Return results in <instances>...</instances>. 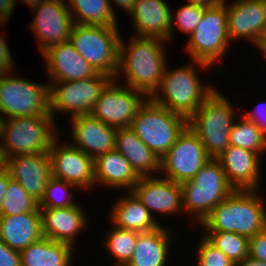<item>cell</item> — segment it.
I'll use <instances>...</instances> for the list:
<instances>
[{
	"label": "cell",
	"mask_w": 266,
	"mask_h": 266,
	"mask_svg": "<svg viewBox=\"0 0 266 266\" xmlns=\"http://www.w3.org/2000/svg\"><path fill=\"white\" fill-rule=\"evenodd\" d=\"M121 37L119 64L115 80L142 92L150 98L158 89L168 64L165 46L167 41L159 38L131 37L128 45ZM167 60V61H166Z\"/></svg>",
	"instance_id": "1"
},
{
	"label": "cell",
	"mask_w": 266,
	"mask_h": 266,
	"mask_svg": "<svg viewBox=\"0 0 266 266\" xmlns=\"http://www.w3.org/2000/svg\"><path fill=\"white\" fill-rule=\"evenodd\" d=\"M259 190H234L199 224L206 232H233L248 238L266 229V203Z\"/></svg>",
	"instance_id": "2"
},
{
	"label": "cell",
	"mask_w": 266,
	"mask_h": 266,
	"mask_svg": "<svg viewBox=\"0 0 266 266\" xmlns=\"http://www.w3.org/2000/svg\"><path fill=\"white\" fill-rule=\"evenodd\" d=\"M196 67L207 71L212 66L202 61L192 60L181 68L170 70L167 64L159 87L150 99L171 112L189 119L216 90L215 85H203Z\"/></svg>",
	"instance_id": "3"
},
{
	"label": "cell",
	"mask_w": 266,
	"mask_h": 266,
	"mask_svg": "<svg viewBox=\"0 0 266 266\" xmlns=\"http://www.w3.org/2000/svg\"><path fill=\"white\" fill-rule=\"evenodd\" d=\"M233 105L216 89L188 119L209 158L217 159L230 145V131L238 117Z\"/></svg>",
	"instance_id": "4"
},
{
	"label": "cell",
	"mask_w": 266,
	"mask_h": 266,
	"mask_svg": "<svg viewBox=\"0 0 266 266\" xmlns=\"http://www.w3.org/2000/svg\"><path fill=\"white\" fill-rule=\"evenodd\" d=\"M56 121L50 113L2 119L0 148L3 157L49 152L53 141L62 135Z\"/></svg>",
	"instance_id": "5"
},
{
	"label": "cell",
	"mask_w": 266,
	"mask_h": 266,
	"mask_svg": "<svg viewBox=\"0 0 266 266\" xmlns=\"http://www.w3.org/2000/svg\"><path fill=\"white\" fill-rule=\"evenodd\" d=\"M185 214L200 224L234 189L229 185L218 159L210 158L191 180L180 183ZM193 214V215H192Z\"/></svg>",
	"instance_id": "6"
},
{
	"label": "cell",
	"mask_w": 266,
	"mask_h": 266,
	"mask_svg": "<svg viewBox=\"0 0 266 266\" xmlns=\"http://www.w3.org/2000/svg\"><path fill=\"white\" fill-rule=\"evenodd\" d=\"M188 126V119L158 105L150 98L139 107L130 128L160 158Z\"/></svg>",
	"instance_id": "7"
},
{
	"label": "cell",
	"mask_w": 266,
	"mask_h": 266,
	"mask_svg": "<svg viewBox=\"0 0 266 266\" xmlns=\"http://www.w3.org/2000/svg\"><path fill=\"white\" fill-rule=\"evenodd\" d=\"M119 30L118 27L75 24L70 43L96 72L114 79L119 64Z\"/></svg>",
	"instance_id": "8"
},
{
	"label": "cell",
	"mask_w": 266,
	"mask_h": 266,
	"mask_svg": "<svg viewBox=\"0 0 266 266\" xmlns=\"http://www.w3.org/2000/svg\"><path fill=\"white\" fill-rule=\"evenodd\" d=\"M230 44L226 7L221 2L205 9L200 24L188 36L185 50L192 60L205 62L213 67L212 70L222 73V68L216 64L225 57Z\"/></svg>",
	"instance_id": "9"
},
{
	"label": "cell",
	"mask_w": 266,
	"mask_h": 266,
	"mask_svg": "<svg viewBox=\"0 0 266 266\" xmlns=\"http://www.w3.org/2000/svg\"><path fill=\"white\" fill-rule=\"evenodd\" d=\"M16 75V71L0 75L2 119L48 115L50 113L49 83L33 82L29 78L24 79Z\"/></svg>",
	"instance_id": "10"
},
{
	"label": "cell",
	"mask_w": 266,
	"mask_h": 266,
	"mask_svg": "<svg viewBox=\"0 0 266 266\" xmlns=\"http://www.w3.org/2000/svg\"><path fill=\"white\" fill-rule=\"evenodd\" d=\"M112 79L97 72L86 79L52 82L49 85L50 114L54 119L58 112L69 118L91 114L102 90Z\"/></svg>",
	"instance_id": "11"
},
{
	"label": "cell",
	"mask_w": 266,
	"mask_h": 266,
	"mask_svg": "<svg viewBox=\"0 0 266 266\" xmlns=\"http://www.w3.org/2000/svg\"><path fill=\"white\" fill-rule=\"evenodd\" d=\"M160 159L159 175L182 183L193 179L210 158L198 135L187 126Z\"/></svg>",
	"instance_id": "12"
},
{
	"label": "cell",
	"mask_w": 266,
	"mask_h": 266,
	"mask_svg": "<svg viewBox=\"0 0 266 266\" xmlns=\"http://www.w3.org/2000/svg\"><path fill=\"white\" fill-rule=\"evenodd\" d=\"M147 97L112 79L102 90L91 115L115 129L130 127Z\"/></svg>",
	"instance_id": "13"
},
{
	"label": "cell",
	"mask_w": 266,
	"mask_h": 266,
	"mask_svg": "<svg viewBox=\"0 0 266 266\" xmlns=\"http://www.w3.org/2000/svg\"><path fill=\"white\" fill-rule=\"evenodd\" d=\"M35 18L31 30L38 40V50L42 54L50 46L70 41L75 25L65 0H46L32 10Z\"/></svg>",
	"instance_id": "14"
},
{
	"label": "cell",
	"mask_w": 266,
	"mask_h": 266,
	"mask_svg": "<svg viewBox=\"0 0 266 266\" xmlns=\"http://www.w3.org/2000/svg\"><path fill=\"white\" fill-rule=\"evenodd\" d=\"M56 138L49 150L52 177L64 180L84 191L95 186L94 159L70 142L61 143ZM92 187V188H91Z\"/></svg>",
	"instance_id": "15"
},
{
	"label": "cell",
	"mask_w": 266,
	"mask_h": 266,
	"mask_svg": "<svg viewBox=\"0 0 266 266\" xmlns=\"http://www.w3.org/2000/svg\"><path fill=\"white\" fill-rule=\"evenodd\" d=\"M226 7L230 41L242 39L256 47L266 32V0H235Z\"/></svg>",
	"instance_id": "16"
},
{
	"label": "cell",
	"mask_w": 266,
	"mask_h": 266,
	"mask_svg": "<svg viewBox=\"0 0 266 266\" xmlns=\"http://www.w3.org/2000/svg\"><path fill=\"white\" fill-rule=\"evenodd\" d=\"M131 192L154 218L157 214L171 216L184 213L180 183L170 179L162 176L140 177Z\"/></svg>",
	"instance_id": "17"
},
{
	"label": "cell",
	"mask_w": 266,
	"mask_h": 266,
	"mask_svg": "<svg viewBox=\"0 0 266 266\" xmlns=\"http://www.w3.org/2000/svg\"><path fill=\"white\" fill-rule=\"evenodd\" d=\"M4 159V167L10 178L19 182L24 190L39 202L48 181L52 178L49 153L16 155Z\"/></svg>",
	"instance_id": "18"
},
{
	"label": "cell",
	"mask_w": 266,
	"mask_h": 266,
	"mask_svg": "<svg viewBox=\"0 0 266 266\" xmlns=\"http://www.w3.org/2000/svg\"><path fill=\"white\" fill-rule=\"evenodd\" d=\"M72 145L95 159L97 156L115 149L116 130L91 114L70 118Z\"/></svg>",
	"instance_id": "19"
},
{
	"label": "cell",
	"mask_w": 266,
	"mask_h": 266,
	"mask_svg": "<svg viewBox=\"0 0 266 266\" xmlns=\"http://www.w3.org/2000/svg\"><path fill=\"white\" fill-rule=\"evenodd\" d=\"M261 156L248 149L229 145L217 158L234 190H259Z\"/></svg>",
	"instance_id": "20"
},
{
	"label": "cell",
	"mask_w": 266,
	"mask_h": 266,
	"mask_svg": "<svg viewBox=\"0 0 266 266\" xmlns=\"http://www.w3.org/2000/svg\"><path fill=\"white\" fill-rule=\"evenodd\" d=\"M49 85L58 81H77L93 77L97 72L69 42L50 46L42 53Z\"/></svg>",
	"instance_id": "21"
},
{
	"label": "cell",
	"mask_w": 266,
	"mask_h": 266,
	"mask_svg": "<svg viewBox=\"0 0 266 266\" xmlns=\"http://www.w3.org/2000/svg\"><path fill=\"white\" fill-rule=\"evenodd\" d=\"M43 237L75 246L78 234L87 229V213L79 204L68 208H39ZM85 212V213H84ZM85 228V229H84Z\"/></svg>",
	"instance_id": "22"
},
{
	"label": "cell",
	"mask_w": 266,
	"mask_h": 266,
	"mask_svg": "<svg viewBox=\"0 0 266 266\" xmlns=\"http://www.w3.org/2000/svg\"><path fill=\"white\" fill-rule=\"evenodd\" d=\"M135 37L159 38L169 42L171 8L165 0H136L130 13Z\"/></svg>",
	"instance_id": "23"
},
{
	"label": "cell",
	"mask_w": 266,
	"mask_h": 266,
	"mask_svg": "<svg viewBox=\"0 0 266 266\" xmlns=\"http://www.w3.org/2000/svg\"><path fill=\"white\" fill-rule=\"evenodd\" d=\"M94 177L96 187L100 184L126 192L131 191L140 178L130 162L116 149L94 159Z\"/></svg>",
	"instance_id": "24"
},
{
	"label": "cell",
	"mask_w": 266,
	"mask_h": 266,
	"mask_svg": "<svg viewBox=\"0 0 266 266\" xmlns=\"http://www.w3.org/2000/svg\"><path fill=\"white\" fill-rule=\"evenodd\" d=\"M42 237L40 209L13 216H0V240L11 249L21 252Z\"/></svg>",
	"instance_id": "25"
},
{
	"label": "cell",
	"mask_w": 266,
	"mask_h": 266,
	"mask_svg": "<svg viewBox=\"0 0 266 266\" xmlns=\"http://www.w3.org/2000/svg\"><path fill=\"white\" fill-rule=\"evenodd\" d=\"M115 149L130 162L139 177L160 174V157L149 149L130 127L116 130Z\"/></svg>",
	"instance_id": "26"
},
{
	"label": "cell",
	"mask_w": 266,
	"mask_h": 266,
	"mask_svg": "<svg viewBox=\"0 0 266 266\" xmlns=\"http://www.w3.org/2000/svg\"><path fill=\"white\" fill-rule=\"evenodd\" d=\"M162 225L150 232H139L134 253L125 266H167L171 231Z\"/></svg>",
	"instance_id": "27"
},
{
	"label": "cell",
	"mask_w": 266,
	"mask_h": 266,
	"mask_svg": "<svg viewBox=\"0 0 266 266\" xmlns=\"http://www.w3.org/2000/svg\"><path fill=\"white\" fill-rule=\"evenodd\" d=\"M127 193L111 206L110 220L113 226L141 233L156 230L163 225L157 218H154L131 191Z\"/></svg>",
	"instance_id": "28"
},
{
	"label": "cell",
	"mask_w": 266,
	"mask_h": 266,
	"mask_svg": "<svg viewBox=\"0 0 266 266\" xmlns=\"http://www.w3.org/2000/svg\"><path fill=\"white\" fill-rule=\"evenodd\" d=\"M72 245L42 237L20 252L21 266H71Z\"/></svg>",
	"instance_id": "29"
},
{
	"label": "cell",
	"mask_w": 266,
	"mask_h": 266,
	"mask_svg": "<svg viewBox=\"0 0 266 266\" xmlns=\"http://www.w3.org/2000/svg\"><path fill=\"white\" fill-rule=\"evenodd\" d=\"M67 7L75 24L118 27L109 0H68Z\"/></svg>",
	"instance_id": "30"
},
{
	"label": "cell",
	"mask_w": 266,
	"mask_h": 266,
	"mask_svg": "<svg viewBox=\"0 0 266 266\" xmlns=\"http://www.w3.org/2000/svg\"><path fill=\"white\" fill-rule=\"evenodd\" d=\"M229 137L231 146L248 149L259 156L266 153V135L253 121L248 120L242 113L238 115V119H236L231 129Z\"/></svg>",
	"instance_id": "31"
},
{
	"label": "cell",
	"mask_w": 266,
	"mask_h": 266,
	"mask_svg": "<svg viewBox=\"0 0 266 266\" xmlns=\"http://www.w3.org/2000/svg\"><path fill=\"white\" fill-rule=\"evenodd\" d=\"M138 231L112 226L105 234V248L116 261L114 266H125L131 259L137 243ZM112 266V265H111Z\"/></svg>",
	"instance_id": "32"
},
{
	"label": "cell",
	"mask_w": 266,
	"mask_h": 266,
	"mask_svg": "<svg viewBox=\"0 0 266 266\" xmlns=\"http://www.w3.org/2000/svg\"><path fill=\"white\" fill-rule=\"evenodd\" d=\"M203 236L220 249L234 264L243 261L249 254V238L233 232H205Z\"/></svg>",
	"instance_id": "33"
},
{
	"label": "cell",
	"mask_w": 266,
	"mask_h": 266,
	"mask_svg": "<svg viewBox=\"0 0 266 266\" xmlns=\"http://www.w3.org/2000/svg\"><path fill=\"white\" fill-rule=\"evenodd\" d=\"M35 209H39L38 201L29 195L19 182L11 179L8 172V186L2 202L1 216L33 212Z\"/></svg>",
	"instance_id": "34"
},
{
	"label": "cell",
	"mask_w": 266,
	"mask_h": 266,
	"mask_svg": "<svg viewBox=\"0 0 266 266\" xmlns=\"http://www.w3.org/2000/svg\"><path fill=\"white\" fill-rule=\"evenodd\" d=\"M78 189L75 185L52 177L46 188L42 198L38 202L39 208H68L75 206L78 203L74 202L73 192L71 193L70 189Z\"/></svg>",
	"instance_id": "35"
},
{
	"label": "cell",
	"mask_w": 266,
	"mask_h": 266,
	"mask_svg": "<svg viewBox=\"0 0 266 266\" xmlns=\"http://www.w3.org/2000/svg\"><path fill=\"white\" fill-rule=\"evenodd\" d=\"M207 7L199 4L186 3L179 7L176 13L172 12L171 9V29L169 43L173 42L174 30L178 29L181 33L185 35H190L200 24L204 11ZM173 13V14H172ZM174 25V26H173Z\"/></svg>",
	"instance_id": "36"
},
{
	"label": "cell",
	"mask_w": 266,
	"mask_h": 266,
	"mask_svg": "<svg viewBox=\"0 0 266 266\" xmlns=\"http://www.w3.org/2000/svg\"><path fill=\"white\" fill-rule=\"evenodd\" d=\"M195 253L196 266H235V264L203 235L200 236Z\"/></svg>",
	"instance_id": "37"
},
{
	"label": "cell",
	"mask_w": 266,
	"mask_h": 266,
	"mask_svg": "<svg viewBox=\"0 0 266 266\" xmlns=\"http://www.w3.org/2000/svg\"><path fill=\"white\" fill-rule=\"evenodd\" d=\"M248 256L266 262V229L249 238Z\"/></svg>",
	"instance_id": "38"
},
{
	"label": "cell",
	"mask_w": 266,
	"mask_h": 266,
	"mask_svg": "<svg viewBox=\"0 0 266 266\" xmlns=\"http://www.w3.org/2000/svg\"><path fill=\"white\" fill-rule=\"evenodd\" d=\"M12 56L10 47L0 34V75L15 71L14 69L16 68Z\"/></svg>",
	"instance_id": "39"
},
{
	"label": "cell",
	"mask_w": 266,
	"mask_h": 266,
	"mask_svg": "<svg viewBox=\"0 0 266 266\" xmlns=\"http://www.w3.org/2000/svg\"><path fill=\"white\" fill-rule=\"evenodd\" d=\"M0 266H21L20 252L0 240Z\"/></svg>",
	"instance_id": "40"
},
{
	"label": "cell",
	"mask_w": 266,
	"mask_h": 266,
	"mask_svg": "<svg viewBox=\"0 0 266 266\" xmlns=\"http://www.w3.org/2000/svg\"><path fill=\"white\" fill-rule=\"evenodd\" d=\"M263 104V106H262ZM260 103L258 104L254 110L252 109L251 111H246L244 115L248 120L253 121L259 128L260 130L266 135V107L265 103ZM260 107V108H259ZM264 110H263V109Z\"/></svg>",
	"instance_id": "41"
},
{
	"label": "cell",
	"mask_w": 266,
	"mask_h": 266,
	"mask_svg": "<svg viewBox=\"0 0 266 266\" xmlns=\"http://www.w3.org/2000/svg\"><path fill=\"white\" fill-rule=\"evenodd\" d=\"M16 0H0V27L5 26L12 16L16 6ZM4 24V25H3Z\"/></svg>",
	"instance_id": "42"
},
{
	"label": "cell",
	"mask_w": 266,
	"mask_h": 266,
	"mask_svg": "<svg viewBox=\"0 0 266 266\" xmlns=\"http://www.w3.org/2000/svg\"><path fill=\"white\" fill-rule=\"evenodd\" d=\"M114 4H113V3ZM136 0H109L111 9L113 14L116 16V12L113 8V5H117V7H121V9L128 13V15H130V13L133 11L134 9V5H135ZM113 4V5H112Z\"/></svg>",
	"instance_id": "43"
},
{
	"label": "cell",
	"mask_w": 266,
	"mask_h": 266,
	"mask_svg": "<svg viewBox=\"0 0 266 266\" xmlns=\"http://www.w3.org/2000/svg\"><path fill=\"white\" fill-rule=\"evenodd\" d=\"M8 186V171L4 167L0 170V216H1V207Z\"/></svg>",
	"instance_id": "44"
},
{
	"label": "cell",
	"mask_w": 266,
	"mask_h": 266,
	"mask_svg": "<svg viewBox=\"0 0 266 266\" xmlns=\"http://www.w3.org/2000/svg\"><path fill=\"white\" fill-rule=\"evenodd\" d=\"M235 266H266V262L255 260L248 256L243 261L236 263Z\"/></svg>",
	"instance_id": "45"
},
{
	"label": "cell",
	"mask_w": 266,
	"mask_h": 266,
	"mask_svg": "<svg viewBox=\"0 0 266 266\" xmlns=\"http://www.w3.org/2000/svg\"><path fill=\"white\" fill-rule=\"evenodd\" d=\"M223 0H187V3L199 4L206 7H212L220 4Z\"/></svg>",
	"instance_id": "46"
},
{
	"label": "cell",
	"mask_w": 266,
	"mask_h": 266,
	"mask_svg": "<svg viewBox=\"0 0 266 266\" xmlns=\"http://www.w3.org/2000/svg\"><path fill=\"white\" fill-rule=\"evenodd\" d=\"M19 1V0H16ZM23 4L27 5L29 9L32 11L36 9L41 3L46 0H20Z\"/></svg>",
	"instance_id": "47"
},
{
	"label": "cell",
	"mask_w": 266,
	"mask_h": 266,
	"mask_svg": "<svg viewBox=\"0 0 266 266\" xmlns=\"http://www.w3.org/2000/svg\"><path fill=\"white\" fill-rule=\"evenodd\" d=\"M256 49L261 50L263 56L266 57V40H260L259 44L256 46Z\"/></svg>",
	"instance_id": "48"
},
{
	"label": "cell",
	"mask_w": 266,
	"mask_h": 266,
	"mask_svg": "<svg viewBox=\"0 0 266 266\" xmlns=\"http://www.w3.org/2000/svg\"><path fill=\"white\" fill-rule=\"evenodd\" d=\"M4 164H5V159H4L3 155H2V151H1V148H0V170L2 168H4Z\"/></svg>",
	"instance_id": "49"
},
{
	"label": "cell",
	"mask_w": 266,
	"mask_h": 266,
	"mask_svg": "<svg viewBox=\"0 0 266 266\" xmlns=\"http://www.w3.org/2000/svg\"><path fill=\"white\" fill-rule=\"evenodd\" d=\"M1 126H2V117L0 115V138H1ZM1 140V139H0Z\"/></svg>",
	"instance_id": "50"
},
{
	"label": "cell",
	"mask_w": 266,
	"mask_h": 266,
	"mask_svg": "<svg viewBox=\"0 0 266 266\" xmlns=\"http://www.w3.org/2000/svg\"><path fill=\"white\" fill-rule=\"evenodd\" d=\"M261 40H266V32H265L264 37Z\"/></svg>",
	"instance_id": "51"
}]
</instances>
